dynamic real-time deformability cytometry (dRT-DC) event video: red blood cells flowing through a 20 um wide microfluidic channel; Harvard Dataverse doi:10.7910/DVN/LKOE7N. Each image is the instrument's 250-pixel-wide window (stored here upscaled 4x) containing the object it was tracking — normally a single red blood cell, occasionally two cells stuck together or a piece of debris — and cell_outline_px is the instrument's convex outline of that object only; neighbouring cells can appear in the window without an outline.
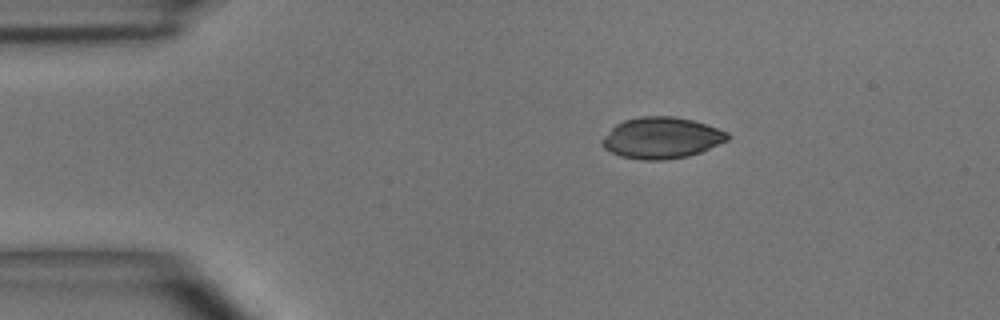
{"species": "common noctule bat (a hibernating species)", "species_latin": "Nyctalus noctula", "temperature_condition": "room temperature", "stored_images_in_passage": 4, "camera_frame_rate_fps": 3000, "um_per_image_px": 0.085, "animal": {"sex": "male", "body_mass_g": 15.6}, "frame": {"image": 1, "passage_image": 1, "time_ms": 0.0, "image_size_px": [1000, 320], "cell_outline_px": [[728, 140], [700, 152], [688, 156], [664, 160], [644, 160], [620, 156], [604, 148], [600, 144], [600, 140], [616, 124], [624, 120], [640, 116], [672, 116], [692, 120], [728, 132]], "centroid_in_image_um": [56.19, 11.72], "position_along_channel_um": 28.8, "area_um2": 30.0}}
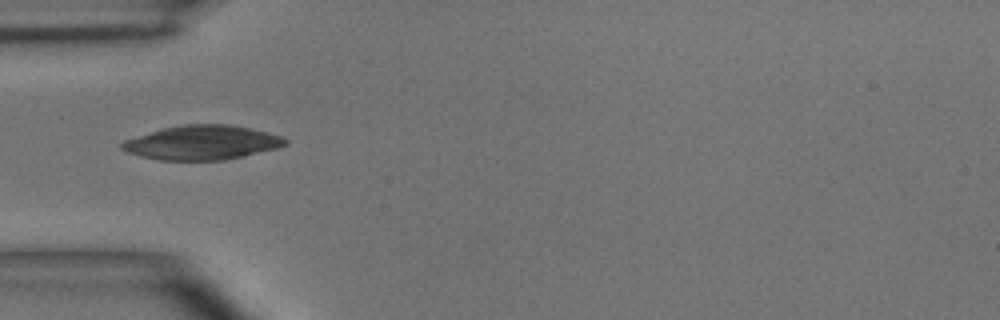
{"frame": {"image": 2, "passage_image": 3, "time_ms": 2.333, "image_size_px": [1000, 320], "cell_outline_px": [[288, 144], [276, 148], [224, 160], [160, 160], [140, 156], [128, 152], [120, 148], [120, 144], [124, 140], [164, 128], [180, 124], [228, 124], [252, 128], [268, 132], [280, 136], [288, 140]], "centroid_in_image_um": [17.18, 12.11], "position_along_channel_um": 67.8, "area_um2": 32.48}}
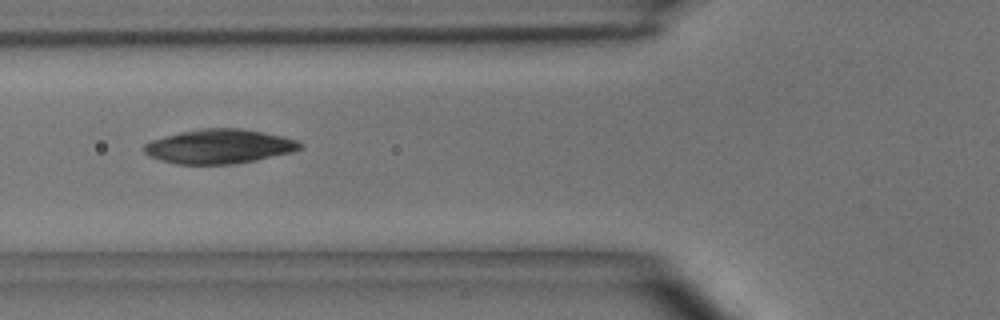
{"frame": {"image": 3, "passage_image": 4, "time_ms": 3.333, "image_size_px": [1000, 320], "cell_outline_px": [[304, 148], [292, 152], [256, 160], [236, 164], [180, 164], [160, 160], [148, 156], [144, 152], [144, 144], [152, 140], [164, 136], [180, 132], [200, 128], [240, 128], [284, 136], [296, 140], [304, 144]], "centroid_in_image_um": [18.65, 12.44], "position_along_channel_um": 107.1, "area_um2": 31.33}}